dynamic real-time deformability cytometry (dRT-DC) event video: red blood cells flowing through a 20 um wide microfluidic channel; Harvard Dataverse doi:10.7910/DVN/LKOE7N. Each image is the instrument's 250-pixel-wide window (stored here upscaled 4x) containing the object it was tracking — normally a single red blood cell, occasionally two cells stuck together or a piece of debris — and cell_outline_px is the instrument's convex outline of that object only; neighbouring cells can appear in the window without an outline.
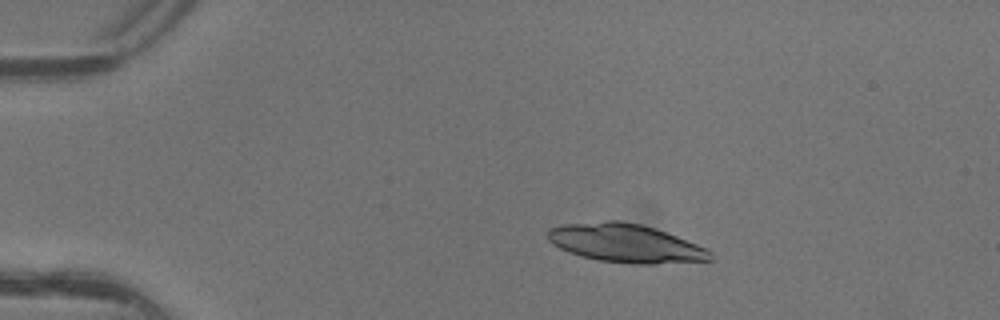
{"species": "common noctule bat (a hibernating species)", "species_latin": "Nyctalus noctula", "temperature_condition": "warm", "stored_images_in_passage": 4, "camera_frame_rate_fps": 3000, "um_per_image_px": 0.085, "animal": {"sex": "female"}, "frame": {"image": 1, "passage_image": 2, "time_ms": 0.333, "image_size_px": [1000, 320], "cell_outline_px": [[712, 260], [652, 264], [636, 264], [596, 260], [580, 256], [568, 252], [552, 244], [548, 240], [548, 228], [564, 224], [608, 220], [616, 220], [640, 224], [656, 228], [696, 244], [712, 252]], "centroid_in_image_um": [53.13, 20.67], "position_along_channel_um": 31.9, "area_um2": 36.41}}